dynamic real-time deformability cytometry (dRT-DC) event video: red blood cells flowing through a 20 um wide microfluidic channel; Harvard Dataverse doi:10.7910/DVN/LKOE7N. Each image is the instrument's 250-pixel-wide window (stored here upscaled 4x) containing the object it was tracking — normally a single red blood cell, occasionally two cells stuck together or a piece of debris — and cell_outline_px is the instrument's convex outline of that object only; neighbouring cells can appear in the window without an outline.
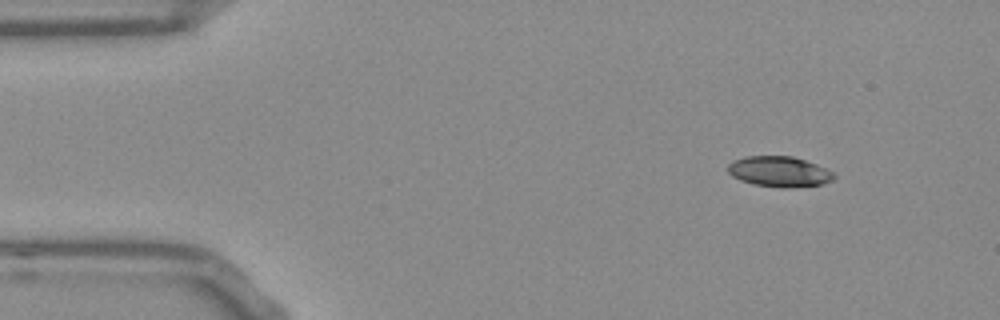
{"species": "Egyptian fruit bat (a non-hibernating species)", "species_latin": "Rousettus aegyptiacus", "temperature_condition": "room temperature", "stored_images_in_passage": 48, "camera_frame_rate_fps": 3000, "um_per_image_px": 0.085, "frame": {"image": 1, "passage_image": 1, "time_ms": 0.0, "image_size_px": [1000, 320], "cell_outline_px": [[836, 176], [832, 180], [824, 184], [788, 188], [780, 188], [752, 184], [740, 180], [732, 176], [728, 172], [728, 164], [732, 160], [744, 156], [792, 156], [816, 164], [832, 172]], "centroid_in_image_um": [66.2, 14.59], "position_along_channel_um": 18.8, "area_um2": 18.96}}
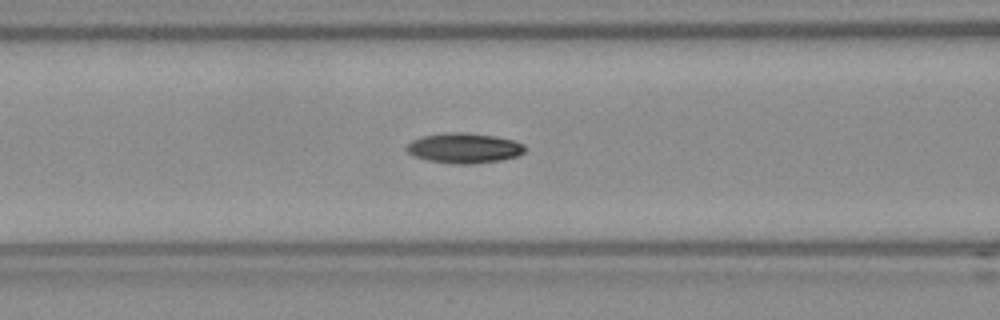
{"frame": {"image": 2, "passage_image": 16, "time_ms": 5.0, "image_size_px": [1000, 320], "cell_outline_px": [[524, 152], [516, 156], [500, 160], [468, 164], [456, 164], [428, 160], [416, 156], [408, 152], [404, 148], [412, 140], [424, 136], [448, 132], [468, 132], [492, 136], [512, 140], [524, 144]], "centroid_in_image_um": [39.43, 12.58], "position_along_channel_um": 127.2, "area_um2": 20.46}}
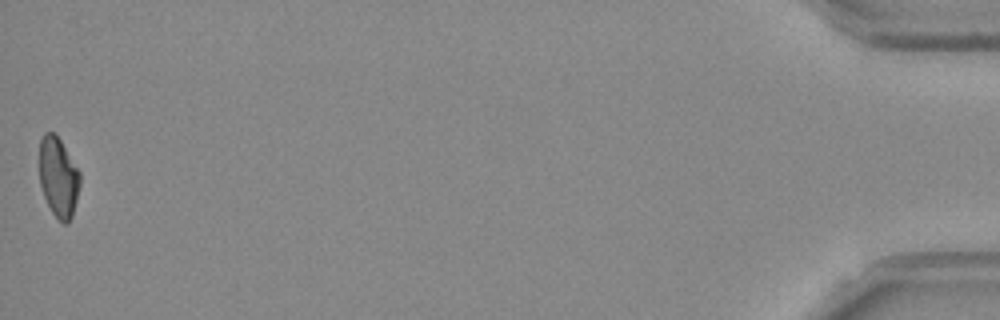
{"frame": {"image": 3, "passage_image": 48, "time_ms": 15.667, "image_size_px": [1000, 320], "cell_outline_px": [[80, 184], [72, 216], [68, 224], [64, 224], [52, 212], [44, 196], [40, 184], [40, 136], [44, 132], [52, 132], [60, 140], [80, 172]], "centroid_in_image_um": [4.96, 15.05], "position_along_channel_um": 430.2, "area_um2": 18.67}, "authors_computed_cell_mechanics": {"area_um2": 19.4497, "velocity_mm_per_s": 3.8002, "shape_relaxation_time_tau1_ms": 10.4864, "shape_relaxation_time_tau2_ms": 8.4561, "deformation_change_tau1": 0.2289, "deformation_change_tau2": 0.1348}}